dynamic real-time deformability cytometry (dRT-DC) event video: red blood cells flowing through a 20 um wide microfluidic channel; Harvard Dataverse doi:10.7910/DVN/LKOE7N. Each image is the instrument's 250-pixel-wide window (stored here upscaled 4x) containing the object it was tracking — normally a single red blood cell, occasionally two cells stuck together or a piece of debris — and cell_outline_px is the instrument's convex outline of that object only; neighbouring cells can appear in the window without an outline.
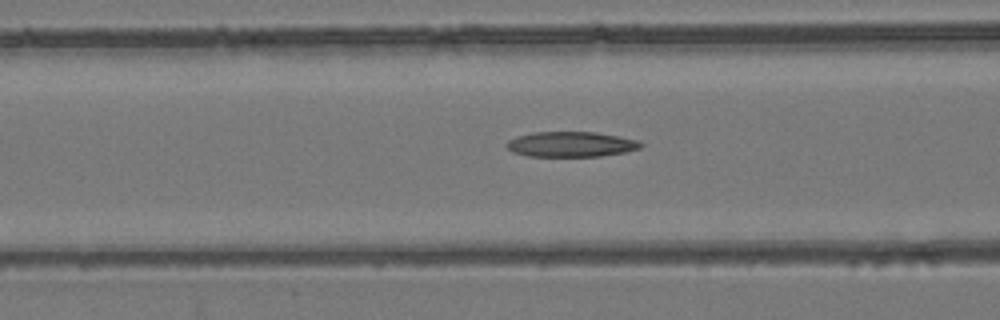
{"species": "common noctule bat (a hibernating species)", "species_latin": "Nyctalus noctula", "temperature_condition": "room temperature", "stored_images_in_passage": 54, "camera_frame_rate_fps": 3000, "um_per_image_px": 0.085, "animal": {"sex": "female", "body_mass_g": 24.6, "forearm_length_mm": 56.2}, "frame": {"image": 1, "passage_image": 22, "time_ms": 7.0, "image_size_px": [1000, 320], "cell_outline_px": [[644, 144], [640, 148], [624, 152], [600, 156], [528, 156], [512, 152], [504, 144], [508, 140], [516, 136], [532, 132], [596, 132], [640, 140]], "centroid_in_image_um": [48.52, 12.26], "position_along_channel_um": 118.1, "area_um2": 19.83}}
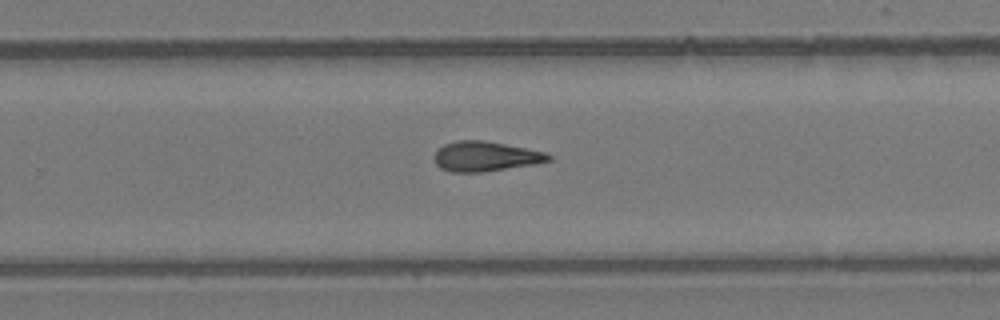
{"frame": {"image": 2, "passage_image": 35, "time_ms": 11.333, "image_size_px": [1000, 320], "cell_outline_px": [[552, 160], [536, 164], [480, 172], [448, 172], [440, 168], [436, 164], [432, 156], [444, 144], [456, 140], [484, 140], [544, 152], [552, 156]], "centroid_in_image_um": [41.22, 13.3], "position_along_channel_um": 288.6, "area_um2": 19.88}}
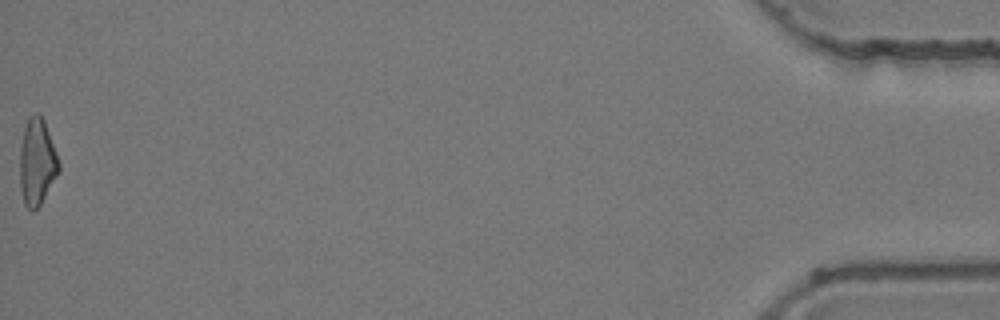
{"frame": {"image": 3, "passage_image": 54, "time_ms": 17.667, "image_size_px": [1000, 320], "cell_outline_px": [[60, 172], [40, 204], [32, 212], [24, 204], [20, 188], [20, 148], [24, 128], [28, 116], [36, 112], [44, 120], [56, 152], [60, 164]], "centroid_in_image_um": [3.14, 13.78], "position_along_channel_um": 432.1, "area_um2": 19.71}, "authors_computed_cell_mechanics": {"area_um2": 19.9121, "velocity_mm_per_s": 3.9411, "shape_relaxation_time_tau1_ms": null, "shape_relaxation_time_tau2_ms": 6.9619, "deformation_change_tau1": null, "deformation_change_tau2": 0.2149}}